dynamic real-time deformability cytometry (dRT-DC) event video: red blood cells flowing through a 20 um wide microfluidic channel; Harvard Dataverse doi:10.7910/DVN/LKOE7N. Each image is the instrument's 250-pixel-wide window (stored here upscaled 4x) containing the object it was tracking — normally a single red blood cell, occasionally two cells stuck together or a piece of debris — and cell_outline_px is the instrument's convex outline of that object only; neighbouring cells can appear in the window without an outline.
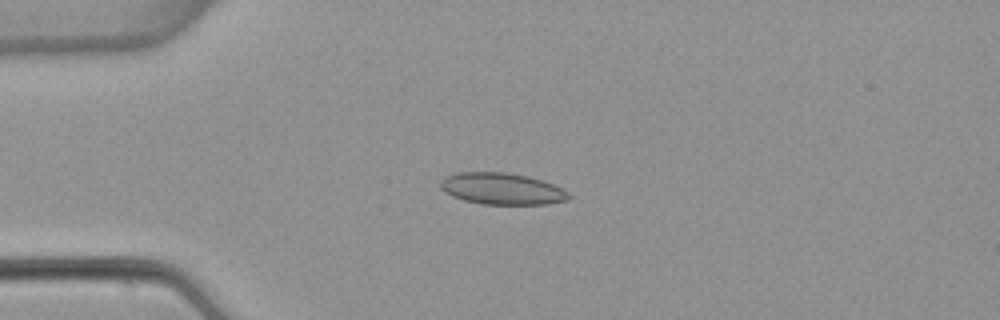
{"species": "common noctule bat (a hibernating species)", "species_latin": "Nyctalus noctula", "temperature_condition": "warm", "stored_images_in_passage": 5, "camera_frame_rate_fps": 3000, "um_per_image_px": 0.085, "animal": {"sex": "female", "body_mass_g": 22.7, "forearm_length_mm": 54.2}, "frame": {"image": 1, "passage_image": 3, "time_ms": 4.0, "image_size_px": [1000, 320], "cell_outline_px": [[572, 196], [568, 200], [548, 204], [480, 204], [464, 200], [452, 196], [444, 192], [440, 188], [440, 180], [444, 176], [456, 172], [504, 172], [528, 176], [544, 180], [568, 192]], "centroid_in_image_um": [42.64, 16.04], "position_along_channel_um": 42.4, "area_um2": 23.87}}
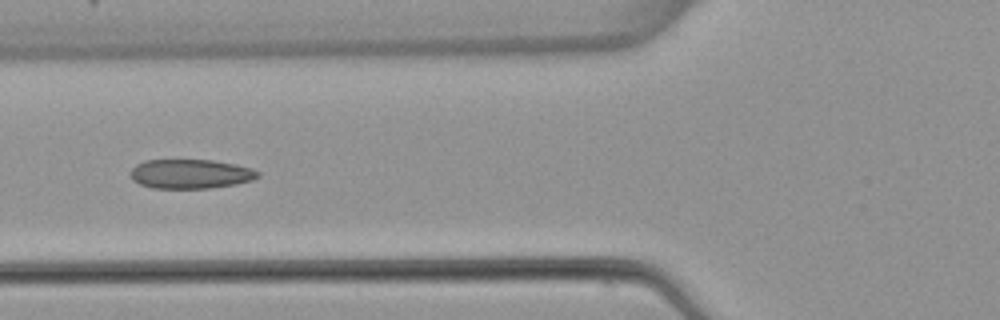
{"frame": {"image": 2, "passage_image": 5, "time_ms": 6.333, "image_size_px": [1000, 320], "cell_outline_px": [[260, 176], [252, 180], [236, 184], [208, 188], [152, 188], [140, 184], [132, 180], [132, 168], [136, 164], [144, 160], [212, 160], [236, 164], [252, 168], [260, 172]], "centroid_in_image_um": [16.22, 14.78], "position_along_channel_um": 109.6, "area_um2": 21.79}}